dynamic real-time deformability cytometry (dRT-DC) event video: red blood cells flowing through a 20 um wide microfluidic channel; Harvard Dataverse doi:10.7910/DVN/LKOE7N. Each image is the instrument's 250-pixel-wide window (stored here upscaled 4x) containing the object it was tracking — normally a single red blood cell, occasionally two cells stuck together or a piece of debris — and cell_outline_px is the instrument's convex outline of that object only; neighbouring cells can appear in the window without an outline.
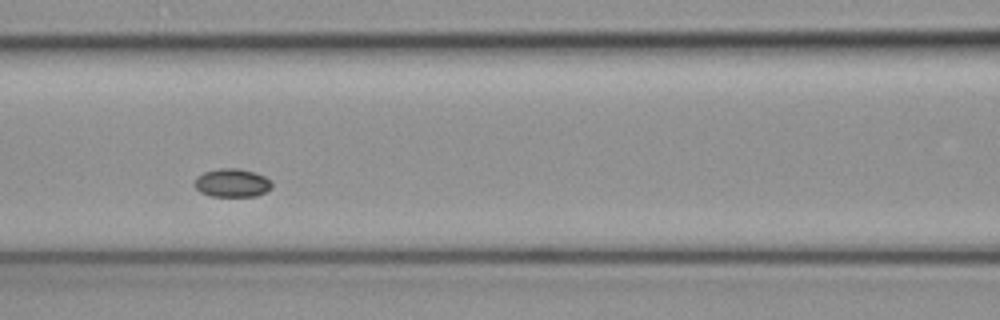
{"species": "common noctule bat (a hibernating species)", "species_latin": "Nyctalus noctula", "temperature_condition": "cold", "stored_images_in_passage": 8, "camera_frame_rate_fps": 3000, "um_per_image_px": 0.085, "animal": {"sex": "female", "body_mass_g": 19.3, "forearm_length_mm": 54.1}, "frame": {"image": 1, "passage_image": 4, "time_ms": 1.0, "image_size_px": [1000, 320], "cell_outline_px": [[272, 188], [256, 196], [208, 196], [200, 192], [196, 188], [196, 176], [204, 172], [220, 168], [236, 168], [256, 172], [272, 180]], "centroid_in_image_um": [19.75, 15.54], "position_along_channel_um": 146.8, "area_um2": 12.83}}
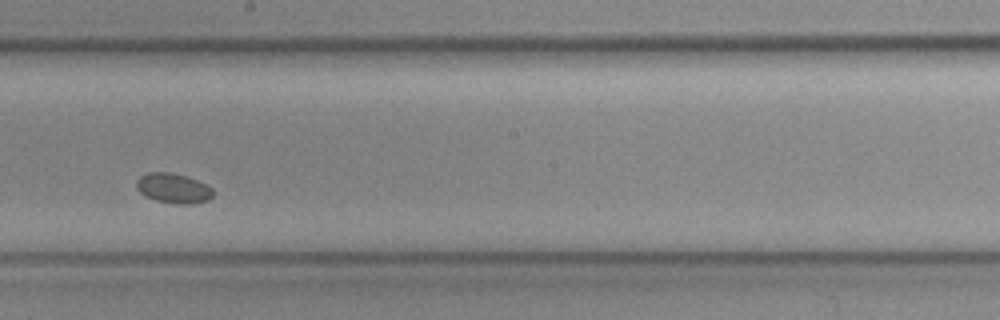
{"frame": {"image": 2, "passage_image": 6, "time_ms": 1.667, "image_size_px": [1000, 320], "cell_outline_px": [[212, 196], [208, 200], [192, 204], [176, 204], [156, 200], [144, 196], [136, 188], [136, 180], [140, 176], [148, 172], [168, 172], [184, 176], [196, 180], [212, 188]], "centroid_in_image_um": [14.69, 16.01], "position_along_channel_um": 233.5, "area_um2": 13.24}}
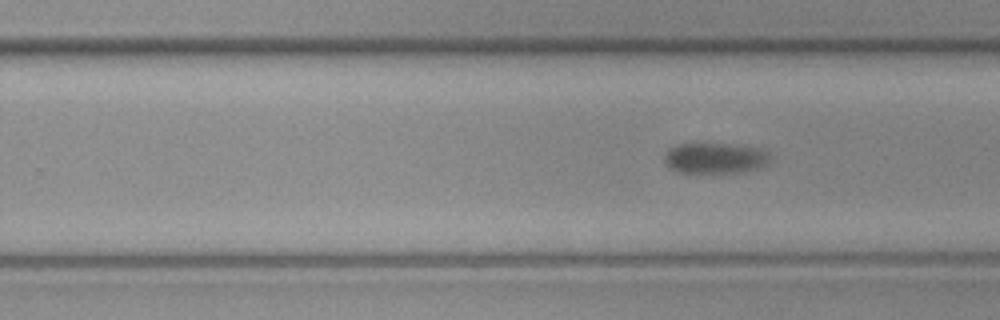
{"frame": {"image": 3, "passage_image": 8, "time_ms": 2.333, "image_size_px": [1000, 320], "cell_outline_px": [[772, 156], [768, 164], [744, 172], [676, 172], [664, 164], [664, 152], [668, 148], [676, 144], [720, 144], [768, 148]], "centroid_in_image_um": [60.8, 13.43], "position_along_channel_um": 269.0, "area_um2": 19.25}}